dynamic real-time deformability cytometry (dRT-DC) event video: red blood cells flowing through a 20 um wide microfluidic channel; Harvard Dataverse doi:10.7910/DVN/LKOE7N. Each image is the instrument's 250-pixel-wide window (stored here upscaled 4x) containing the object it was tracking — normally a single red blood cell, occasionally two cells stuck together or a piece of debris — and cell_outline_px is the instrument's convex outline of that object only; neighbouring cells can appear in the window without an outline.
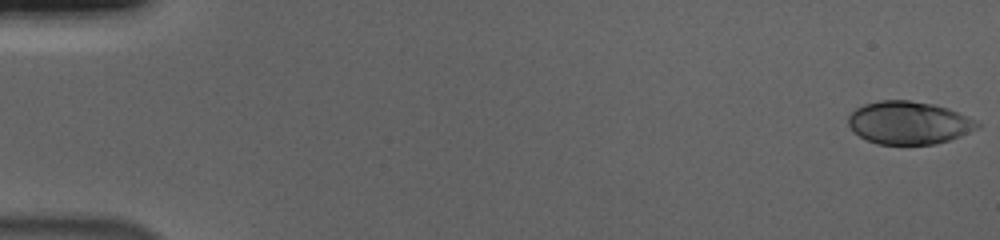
{"species": "human", "species_latin": "Homo sapiens", "temperature_condition": "cold", "stored_images_in_passage": 56, "camera_frame_rate_fps": 3000, "um_per_image_px": 0.085, "donor": {"sex": "male"}, "frame": {"image": 1, "passage_image": 1, "time_ms": 0.0, "image_size_px": [1000, 240], "cell_outline_px": [[980, 124], [976, 128], [960, 136], [936, 144], [876, 144], [860, 136], [848, 124], [848, 116], [856, 108], [864, 104], [880, 100], [908, 100], [932, 104], [948, 108], [976, 120]], "centroid_in_image_um": [77.23, 10.43], "position_along_channel_um": 7.8, "area_um2": 31.91}}
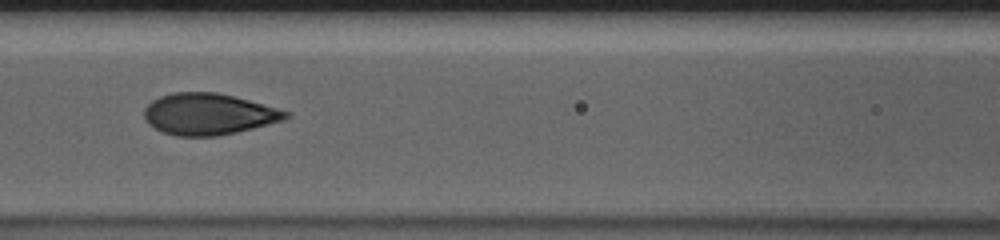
{"frame": {"image": 2, "passage_image": 26, "time_ms": 8.333, "image_size_px": [1000, 240], "cell_outline_px": [[292, 116], [284, 120], [236, 132], [216, 136], [176, 136], [164, 132], [148, 124], [144, 116], [144, 108], [152, 100], [160, 96], [172, 92], [216, 92], [248, 100], [292, 112]], "centroid_in_image_um": [17.73, 9.69], "position_along_channel_um": 148.9, "area_um2": 34.1}}
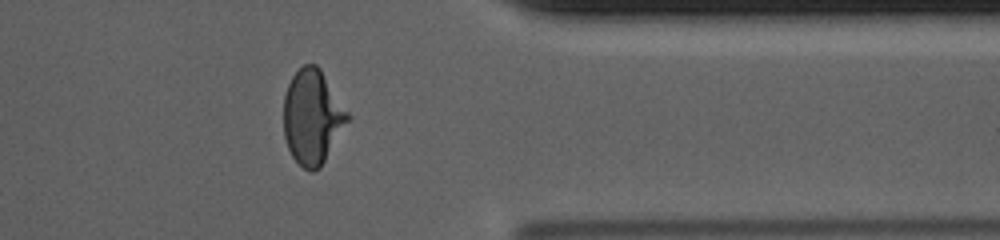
{"frame": {"image": 3, "passage_image": 46, "time_ms": 15.0, "image_size_px": [1000, 240], "cell_outline_px": [[352, 116], [320, 168], [312, 172], [304, 168], [292, 156], [288, 148], [284, 136], [284, 96], [288, 84], [292, 76], [304, 64], [316, 64], [320, 68]], "centroid_in_image_um": [26.57, 9.93], "position_along_channel_um": 384.8, "area_um2": 35.32}, "authors_computed_cell_mechanics": {"area_um2": 33.9575, "velocity_mm_per_s": 3.6962, "shape_relaxation_time_tau1_ms": 4.1915, "shape_relaxation_time_tau2_ms": null, "deformation_change_tau1": 0.1655, "deformation_change_tau2": null}}